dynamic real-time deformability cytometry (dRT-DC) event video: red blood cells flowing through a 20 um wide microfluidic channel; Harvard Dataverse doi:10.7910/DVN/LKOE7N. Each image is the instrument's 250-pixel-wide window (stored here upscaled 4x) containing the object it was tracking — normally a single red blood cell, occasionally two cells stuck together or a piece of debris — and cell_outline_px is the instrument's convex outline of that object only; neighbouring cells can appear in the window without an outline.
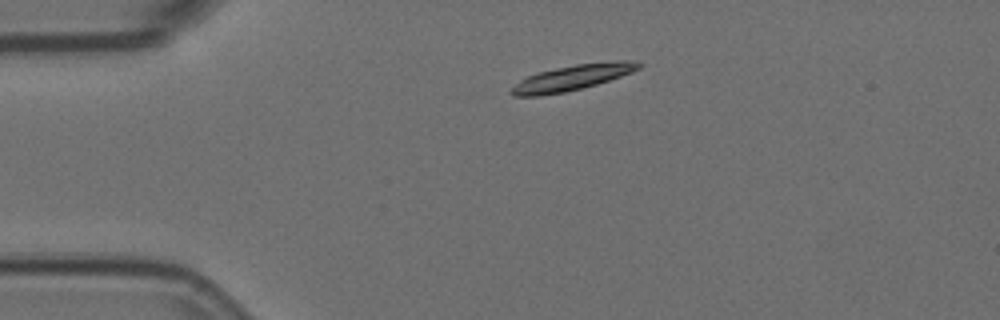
{"species": "Egyptian fruit bat (a non-hibernating species)", "species_latin": "Rousettus aegyptiacus", "temperature_condition": "room temperature", "stored_images_in_passage": 3, "camera_frame_rate_fps": 3000, "um_per_image_px": 0.085, "animal": {"sex": "female"}, "frame": {"image": 1, "passage_image": 2, "time_ms": 0.333, "image_size_px": [1000, 320], "cell_outline_px": [[644, 64], [640, 68], [632, 72], [596, 84], [564, 92], [540, 96], [512, 96], [508, 92], [520, 80], [536, 72], [576, 64], [616, 60], [628, 60]], "centroid_in_image_um": [48.63, 6.59], "position_along_channel_um": 36.4, "area_um2": 18.84}}